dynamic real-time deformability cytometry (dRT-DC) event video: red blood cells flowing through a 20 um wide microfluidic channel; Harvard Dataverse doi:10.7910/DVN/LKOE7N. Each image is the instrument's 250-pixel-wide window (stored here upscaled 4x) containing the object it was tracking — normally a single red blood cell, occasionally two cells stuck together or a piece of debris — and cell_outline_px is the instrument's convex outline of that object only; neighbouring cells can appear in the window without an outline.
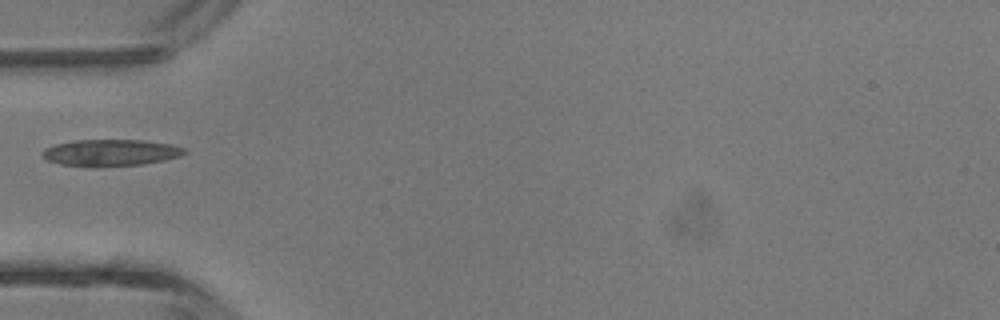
{"species": "common noctule bat (a hibernating species)", "species_latin": "Nyctalus noctula", "temperature_condition": "room temperature", "stored_images_in_passage": 1, "camera_frame_rate_fps": 3000, "um_per_image_px": 0.085, "animal": {"sex": "male", "body_mass_g": 13.3}, "frame": {"image": 1, "passage_image": 1, "time_ms": 0.0, "image_size_px": [1000, 320], "cell_outline_px": [[188, 152], [180, 156], [164, 160], [144, 164], [96, 168], [92, 168], [60, 164], [48, 160], [40, 156], [40, 152], [44, 148], [56, 144], [76, 140], [144, 140], [172, 144], [184, 148]], "centroid_in_image_um": [9.38, 12.99], "position_along_channel_um": 75.6, "area_um2": 22.54}}